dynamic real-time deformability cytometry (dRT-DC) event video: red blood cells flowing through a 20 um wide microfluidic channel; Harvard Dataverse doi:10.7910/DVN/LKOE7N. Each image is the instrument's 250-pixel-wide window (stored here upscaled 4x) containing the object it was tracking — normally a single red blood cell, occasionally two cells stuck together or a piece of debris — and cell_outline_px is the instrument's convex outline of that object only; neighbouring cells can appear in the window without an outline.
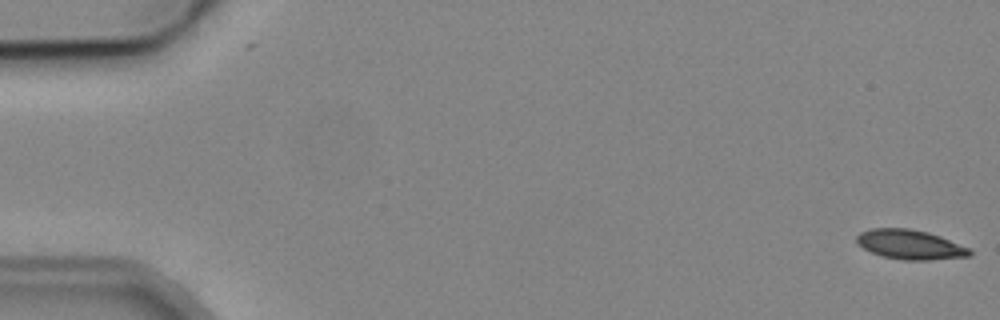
{"species": "common noctule bat (a hibernating species)", "species_latin": "Nyctalus noctula", "temperature_condition": "cold", "stored_images_in_passage": 6, "camera_frame_rate_fps": 3000, "um_per_image_px": 0.085, "animal": {"sex": "male", "body_mass_g": 19.2, "forearm_length_mm": 51.8}, "frame": {"image": 1, "passage_image": 1, "time_ms": 0.0, "image_size_px": [1000, 320], "cell_outline_px": [[972, 256], [932, 260], [904, 260], [884, 256], [872, 252], [856, 244], [856, 236], [860, 232], [872, 228], [908, 228], [928, 232], [940, 236], [968, 248], [972, 252]], "centroid_in_image_um": [77.35, 20.78], "position_along_channel_um": 7.7, "area_um2": 19.42}}
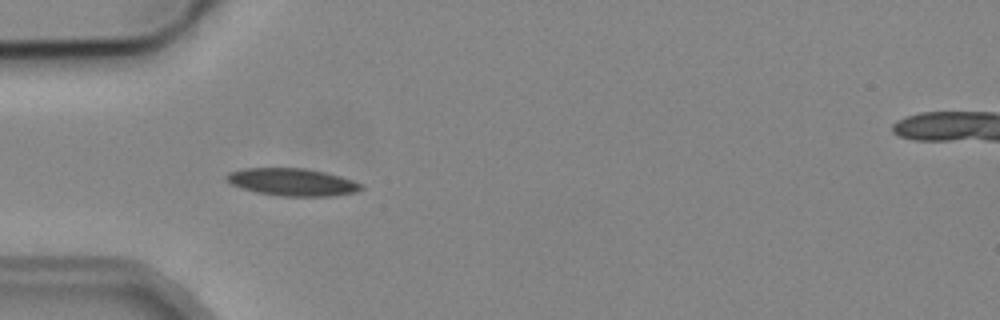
{"frame": {"image": 2, "passage_image": 5, "time_ms": 5.333, "image_size_px": [1000, 320], "cell_outline_px": [[364, 188], [356, 192], [332, 196], [280, 196], [256, 192], [232, 184], [224, 176], [228, 172], [244, 168], [304, 168], [324, 172], [340, 176], [364, 184]], "centroid_in_image_um": [24.87, 15.47], "position_along_channel_um": 60.1, "area_um2": 21.5}}